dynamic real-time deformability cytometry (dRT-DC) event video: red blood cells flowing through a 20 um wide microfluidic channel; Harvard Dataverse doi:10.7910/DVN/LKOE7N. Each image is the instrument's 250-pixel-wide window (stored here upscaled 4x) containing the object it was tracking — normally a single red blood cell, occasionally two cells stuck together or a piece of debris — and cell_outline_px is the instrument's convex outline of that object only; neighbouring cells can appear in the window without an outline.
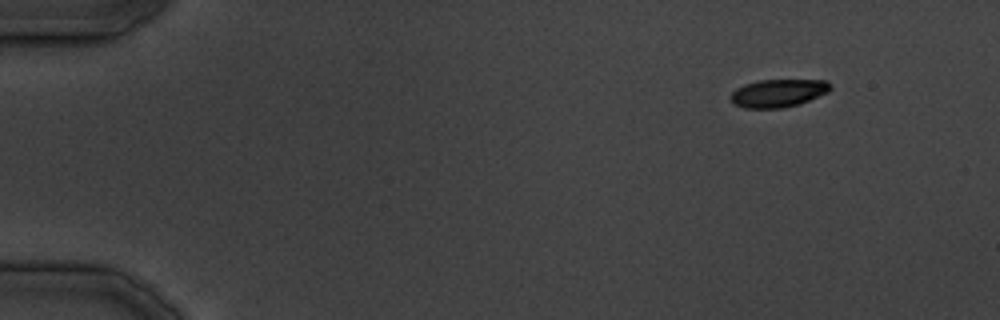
{"species": "common noctule bat (a hibernating species)", "species_latin": "Nyctalus noctula", "temperature_condition": "cold", "stored_images_in_passage": 34, "camera_frame_rate_fps": 3000, "um_per_image_px": 0.085, "animal": {"sex": "male", "body_mass_g": 19.5, "forearm_length_mm": 54.6}, "frame": {"image": 1, "passage_image": 1, "time_ms": 0.0, "image_size_px": [1000, 320], "cell_outline_px": [[832, 88], [828, 92], [800, 104], [780, 108], [744, 108], [736, 104], [728, 96], [736, 88], [744, 84], [760, 80], [824, 80], [832, 84]], "centroid_in_image_um": [66.15, 7.91], "position_along_channel_um": 18.8, "area_um2": 16.24}}
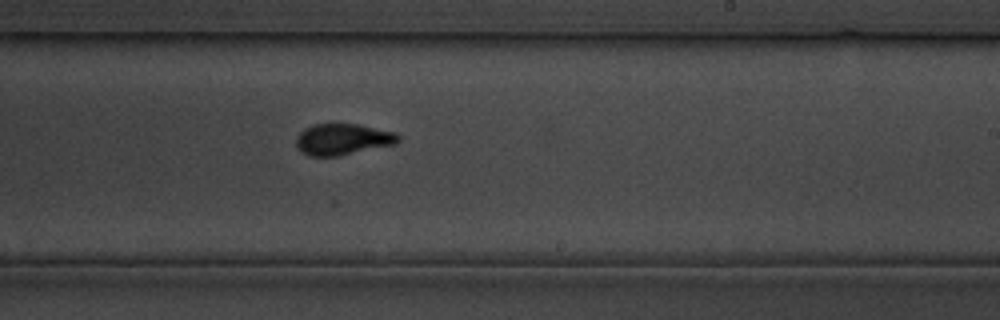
{"frame": {"image": 2, "passage_image": 20, "time_ms": 23.667, "image_size_px": [1000, 320], "cell_outline_px": [[400, 140], [396, 144], [340, 156], [308, 156], [300, 152], [296, 148], [296, 136], [304, 128], [312, 124], [356, 124], [396, 132], [400, 136]], "centroid_in_image_um": [29.11, 11.85], "position_along_channel_um": 259.9, "area_um2": 18.9}}
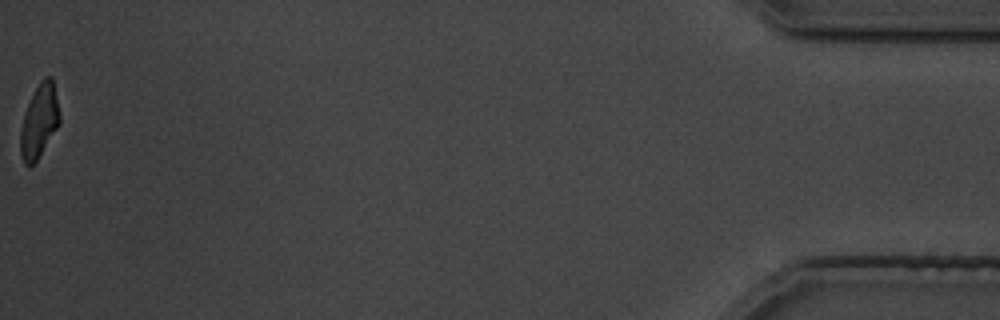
{"frame": {"image": 3, "passage_image": 34, "time_ms": 41.333, "image_size_px": [1000, 320], "cell_outline_px": [[60, 124], [36, 160], [32, 164], [24, 164], [20, 152], [20, 128], [28, 104], [40, 80], [44, 76], [52, 76], [60, 112]], "centroid_in_image_um": [3.35, 10.26], "position_along_channel_um": 431.8, "area_um2": 16.59}}